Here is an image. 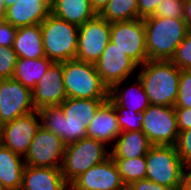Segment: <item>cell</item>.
Returning a JSON list of instances; mask_svg holds the SVG:
<instances>
[{"label":"cell","instance_id":"obj_1","mask_svg":"<svg viewBox=\"0 0 191 190\" xmlns=\"http://www.w3.org/2000/svg\"><path fill=\"white\" fill-rule=\"evenodd\" d=\"M137 76L151 105L175 106L181 70L171 60H147Z\"/></svg>","mask_w":191,"mask_h":190},{"label":"cell","instance_id":"obj_2","mask_svg":"<svg viewBox=\"0 0 191 190\" xmlns=\"http://www.w3.org/2000/svg\"><path fill=\"white\" fill-rule=\"evenodd\" d=\"M143 22L148 60H171L188 32L185 20L149 16Z\"/></svg>","mask_w":191,"mask_h":190},{"label":"cell","instance_id":"obj_3","mask_svg":"<svg viewBox=\"0 0 191 190\" xmlns=\"http://www.w3.org/2000/svg\"><path fill=\"white\" fill-rule=\"evenodd\" d=\"M62 67L67 98H109V88L103 83L94 63L71 59L62 62Z\"/></svg>","mask_w":191,"mask_h":190},{"label":"cell","instance_id":"obj_4","mask_svg":"<svg viewBox=\"0 0 191 190\" xmlns=\"http://www.w3.org/2000/svg\"><path fill=\"white\" fill-rule=\"evenodd\" d=\"M45 56L56 63L75 59L79 27L50 13L40 24Z\"/></svg>","mask_w":191,"mask_h":190},{"label":"cell","instance_id":"obj_5","mask_svg":"<svg viewBox=\"0 0 191 190\" xmlns=\"http://www.w3.org/2000/svg\"><path fill=\"white\" fill-rule=\"evenodd\" d=\"M146 177L160 185L181 190L185 178L183 165L176 146L153 145L145 156Z\"/></svg>","mask_w":191,"mask_h":190},{"label":"cell","instance_id":"obj_6","mask_svg":"<svg viewBox=\"0 0 191 190\" xmlns=\"http://www.w3.org/2000/svg\"><path fill=\"white\" fill-rule=\"evenodd\" d=\"M94 138H83L65 146L61 172L69 185L79 175L106 160L109 147Z\"/></svg>","mask_w":191,"mask_h":190},{"label":"cell","instance_id":"obj_7","mask_svg":"<svg viewBox=\"0 0 191 190\" xmlns=\"http://www.w3.org/2000/svg\"><path fill=\"white\" fill-rule=\"evenodd\" d=\"M143 117L142 132L153 145H176L179 131L174 107L150 105Z\"/></svg>","mask_w":191,"mask_h":190},{"label":"cell","instance_id":"obj_8","mask_svg":"<svg viewBox=\"0 0 191 190\" xmlns=\"http://www.w3.org/2000/svg\"><path fill=\"white\" fill-rule=\"evenodd\" d=\"M65 146L60 137L40 126L23 157L25 165L61 168Z\"/></svg>","mask_w":191,"mask_h":190},{"label":"cell","instance_id":"obj_9","mask_svg":"<svg viewBox=\"0 0 191 190\" xmlns=\"http://www.w3.org/2000/svg\"><path fill=\"white\" fill-rule=\"evenodd\" d=\"M111 23L96 15L79 26L75 59L96 63L110 41Z\"/></svg>","mask_w":191,"mask_h":190},{"label":"cell","instance_id":"obj_10","mask_svg":"<svg viewBox=\"0 0 191 190\" xmlns=\"http://www.w3.org/2000/svg\"><path fill=\"white\" fill-rule=\"evenodd\" d=\"M110 41L138 65L148 60L143 19L111 23Z\"/></svg>","mask_w":191,"mask_h":190},{"label":"cell","instance_id":"obj_11","mask_svg":"<svg viewBox=\"0 0 191 190\" xmlns=\"http://www.w3.org/2000/svg\"><path fill=\"white\" fill-rule=\"evenodd\" d=\"M33 111L30 88L13 78L0 79V126Z\"/></svg>","mask_w":191,"mask_h":190},{"label":"cell","instance_id":"obj_12","mask_svg":"<svg viewBox=\"0 0 191 190\" xmlns=\"http://www.w3.org/2000/svg\"><path fill=\"white\" fill-rule=\"evenodd\" d=\"M40 126L41 119L38 111L20 116L0 126V144L24 157Z\"/></svg>","mask_w":191,"mask_h":190},{"label":"cell","instance_id":"obj_13","mask_svg":"<svg viewBox=\"0 0 191 190\" xmlns=\"http://www.w3.org/2000/svg\"><path fill=\"white\" fill-rule=\"evenodd\" d=\"M138 66L131 57L111 41L95 63L97 73L109 89L114 84L131 77Z\"/></svg>","mask_w":191,"mask_h":190},{"label":"cell","instance_id":"obj_14","mask_svg":"<svg viewBox=\"0 0 191 190\" xmlns=\"http://www.w3.org/2000/svg\"><path fill=\"white\" fill-rule=\"evenodd\" d=\"M125 187L111 156L88 169L69 184V190H122Z\"/></svg>","mask_w":191,"mask_h":190},{"label":"cell","instance_id":"obj_15","mask_svg":"<svg viewBox=\"0 0 191 190\" xmlns=\"http://www.w3.org/2000/svg\"><path fill=\"white\" fill-rule=\"evenodd\" d=\"M31 92L36 111L46 106L61 105L67 98L62 62H54Z\"/></svg>","mask_w":191,"mask_h":190},{"label":"cell","instance_id":"obj_16","mask_svg":"<svg viewBox=\"0 0 191 190\" xmlns=\"http://www.w3.org/2000/svg\"><path fill=\"white\" fill-rule=\"evenodd\" d=\"M41 126L60 137L65 145L87 137L83 122L66 121L60 105L46 106L38 110Z\"/></svg>","mask_w":191,"mask_h":190},{"label":"cell","instance_id":"obj_17","mask_svg":"<svg viewBox=\"0 0 191 190\" xmlns=\"http://www.w3.org/2000/svg\"><path fill=\"white\" fill-rule=\"evenodd\" d=\"M51 13V0H18L6 8L3 20L14 27L41 24Z\"/></svg>","mask_w":191,"mask_h":190},{"label":"cell","instance_id":"obj_18","mask_svg":"<svg viewBox=\"0 0 191 190\" xmlns=\"http://www.w3.org/2000/svg\"><path fill=\"white\" fill-rule=\"evenodd\" d=\"M116 114L113 103L109 99L104 101L87 128V137L97 139L105 145L113 143V146L121 133Z\"/></svg>","mask_w":191,"mask_h":190},{"label":"cell","instance_id":"obj_19","mask_svg":"<svg viewBox=\"0 0 191 190\" xmlns=\"http://www.w3.org/2000/svg\"><path fill=\"white\" fill-rule=\"evenodd\" d=\"M135 80L130 87L123 85L125 82L114 84L109 89V100L114 106H121L128 111L140 113L144 112L151 104L144 91L142 82L135 75Z\"/></svg>","mask_w":191,"mask_h":190},{"label":"cell","instance_id":"obj_20","mask_svg":"<svg viewBox=\"0 0 191 190\" xmlns=\"http://www.w3.org/2000/svg\"><path fill=\"white\" fill-rule=\"evenodd\" d=\"M61 168L26 165L20 190H68Z\"/></svg>","mask_w":191,"mask_h":190},{"label":"cell","instance_id":"obj_21","mask_svg":"<svg viewBox=\"0 0 191 190\" xmlns=\"http://www.w3.org/2000/svg\"><path fill=\"white\" fill-rule=\"evenodd\" d=\"M153 144L142 131L121 132L110 149L112 159H135L146 156Z\"/></svg>","mask_w":191,"mask_h":190},{"label":"cell","instance_id":"obj_22","mask_svg":"<svg viewBox=\"0 0 191 190\" xmlns=\"http://www.w3.org/2000/svg\"><path fill=\"white\" fill-rule=\"evenodd\" d=\"M12 47L18 58L39 59L45 57L40 24L18 27Z\"/></svg>","mask_w":191,"mask_h":190},{"label":"cell","instance_id":"obj_23","mask_svg":"<svg viewBox=\"0 0 191 190\" xmlns=\"http://www.w3.org/2000/svg\"><path fill=\"white\" fill-rule=\"evenodd\" d=\"M24 158L0 144V184L7 190L22 187Z\"/></svg>","mask_w":191,"mask_h":190},{"label":"cell","instance_id":"obj_24","mask_svg":"<svg viewBox=\"0 0 191 190\" xmlns=\"http://www.w3.org/2000/svg\"><path fill=\"white\" fill-rule=\"evenodd\" d=\"M51 13L78 27L97 15L89 0H51Z\"/></svg>","mask_w":191,"mask_h":190},{"label":"cell","instance_id":"obj_25","mask_svg":"<svg viewBox=\"0 0 191 190\" xmlns=\"http://www.w3.org/2000/svg\"><path fill=\"white\" fill-rule=\"evenodd\" d=\"M53 63L46 56L39 59L18 58L12 78L32 90Z\"/></svg>","mask_w":191,"mask_h":190},{"label":"cell","instance_id":"obj_26","mask_svg":"<svg viewBox=\"0 0 191 190\" xmlns=\"http://www.w3.org/2000/svg\"><path fill=\"white\" fill-rule=\"evenodd\" d=\"M108 99L66 98L60 105L66 121L83 122L88 128L100 105Z\"/></svg>","mask_w":191,"mask_h":190},{"label":"cell","instance_id":"obj_27","mask_svg":"<svg viewBox=\"0 0 191 190\" xmlns=\"http://www.w3.org/2000/svg\"><path fill=\"white\" fill-rule=\"evenodd\" d=\"M138 0H109L98 14L109 23L138 19Z\"/></svg>","mask_w":191,"mask_h":190},{"label":"cell","instance_id":"obj_28","mask_svg":"<svg viewBox=\"0 0 191 190\" xmlns=\"http://www.w3.org/2000/svg\"><path fill=\"white\" fill-rule=\"evenodd\" d=\"M113 160L126 186L134 181L145 179L147 171L145 156L135 159Z\"/></svg>","mask_w":191,"mask_h":190},{"label":"cell","instance_id":"obj_29","mask_svg":"<svg viewBox=\"0 0 191 190\" xmlns=\"http://www.w3.org/2000/svg\"><path fill=\"white\" fill-rule=\"evenodd\" d=\"M117 110V121L121 132L142 131L143 112L135 113L121 106H114Z\"/></svg>","mask_w":191,"mask_h":190},{"label":"cell","instance_id":"obj_30","mask_svg":"<svg viewBox=\"0 0 191 190\" xmlns=\"http://www.w3.org/2000/svg\"><path fill=\"white\" fill-rule=\"evenodd\" d=\"M171 61L180 70H191V30H188L184 40L177 47Z\"/></svg>","mask_w":191,"mask_h":190},{"label":"cell","instance_id":"obj_31","mask_svg":"<svg viewBox=\"0 0 191 190\" xmlns=\"http://www.w3.org/2000/svg\"><path fill=\"white\" fill-rule=\"evenodd\" d=\"M174 108H191V70H181Z\"/></svg>","mask_w":191,"mask_h":190},{"label":"cell","instance_id":"obj_32","mask_svg":"<svg viewBox=\"0 0 191 190\" xmlns=\"http://www.w3.org/2000/svg\"><path fill=\"white\" fill-rule=\"evenodd\" d=\"M18 55L13 47L0 46V79H11Z\"/></svg>","mask_w":191,"mask_h":190},{"label":"cell","instance_id":"obj_33","mask_svg":"<svg viewBox=\"0 0 191 190\" xmlns=\"http://www.w3.org/2000/svg\"><path fill=\"white\" fill-rule=\"evenodd\" d=\"M186 0H162L153 16L184 19V3Z\"/></svg>","mask_w":191,"mask_h":190},{"label":"cell","instance_id":"obj_34","mask_svg":"<svg viewBox=\"0 0 191 190\" xmlns=\"http://www.w3.org/2000/svg\"><path fill=\"white\" fill-rule=\"evenodd\" d=\"M175 146L183 165L191 164V128L179 132Z\"/></svg>","mask_w":191,"mask_h":190},{"label":"cell","instance_id":"obj_35","mask_svg":"<svg viewBox=\"0 0 191 190\" xmlns=\"http://www.w3.org/2000/svg\"><path fill=\"white\" fill-rule=\"evenodd\" d=\"M17 33V27L9 22L0 20V46L12 47Z\"/></svg>","mask_w":191,"mask_h":190},{"label":"cell","instance_id":"obj_36","mask_svg":"<svg viewBox=\"0 0 191 190\" xmlns=\"http://www.w3.org/2000/svg\"><path fill=\"white\" fill-rule=\"evenodd\" d=\"M161 1L162 0H138V19H144L149 16H153Z\"/></svg>","mask_w":191,"mask_h":190},{"label":"cell","instance_id":"obj_37","mask_svg":"<svg viewBox=\"0 0 191 190\" xmlns=\"http://www.w3.org/2000/svg\"><path fill=\"white\" fill-rule=\"evenodd\" d=\"M130 190H175L171 187L160 185L148 179L134 181L127 186Z\"/></svg>","mask_w":191,"mask_h":190},{"label":"cell","instance_id":"obj_38","mask_svg":"<svg viewBox=\"0 0 191 190\" xmlns=\"http://www.w3.org/2000/svg\"><path fill=\"white\" fill-rule=\"evenodd\" d=\"M177 117L178 131L191 128V108H174Z\"/></svg>","mask_w":191,"mask_h":190},{"label":"cell","instance_id":"obj_39","mask_svg":"<svg viewBox=\"0 0 191 190\" xmlns=\"http://www.w3.org/2000/svg\"><path fill=\"white\" fill-rule=\"evenodd\" d=\"M109 0H89L91 8L98 15L106 6Z\"/></svg>","mask_w":191,"mask_h":190},{"label":"cell","instance_id":"obj_40","mask_svg":"<svg viewBox=\"0 0 191 190\" xmlns=\"http://www.w3.org/2000/svg\"><path fill=\"white\" fill-rule=\"evenodd\" d=\"M184 20L188 30H191V1H185L184 3Z\"/></svg>","mask_w":191,"mask_h":190},{"label":"cell","instance_id":"obj_41","mask_svg":"<svg viewBox=\"0 0 191 190\" xmlns=\"http://www.w3.org/2000/svg\"><path fill=\"white\" fill-rule=\"evenodd\" d=\"M182 187H191V164L185 167V178Z\"/></svg>","mask_w":191,"mask_h":190},{"label":"cell","instance_id":"obj_42","mask_svg":"<svg viewBox=\"0 0 191 190\" xmlns=\"http://www.w3.org/2000/svg\"><path fill=\"white\" fill-rule=\"evenodd\" d=\"M6 12V6L4 4V0H0V20L3 19Z\"/></svg>","mask_w":191,"mask_h":190},{"label":"cell","instance_id":"obj_43","mask_svg":"<svg viewBox=\"0 0 191 190\" xmlns=\"http://www.w3.org/2000/svg\"><path fill=\"white\" fill-rule=\"evenodd\" d=\"M17 1L18 0H4V4H5L6 8H7V7L15 4Z\"/></svg>","mask_w":191,"mask_h":190},{"label":"cell","instance_id":"obj_44","mask_svg":"<svg viewBox=\"0 0 191 190\" xmlns=\"http://www.w3.org/2000/svg\"><path fill=\"white\" fill-rule=\"evenodd\" d=\"M181 190H191V187H182Z\"/></svg>","mask_w":191,"mask_h":190},{"label":"cell","instance_id":"obj_45","mask_svg":"<svg viewBox=\"0 0 191 190\" xmlns=\"http://www.w3.org/2000/svg\"><path fill=\"white\" fill-rule=\"evenodd\" d=\"M0 190H7V189L0 184Z\"/></svg>","mask_w":191,"mask_h":190},{"label":"cell","instance_id":"obj_46","mask_svg":"<svg viewBox=\"0 0 191 190\" xmlns=\"http://www.w3.org/2000/svg\"><path fill=\"white\" fill-rule=\"evenodd\" d=\"M122 190H130L127 186L124 188V189H122Z\"/></svg>","mask_w":191,"mask_h":190}]
</instances>
